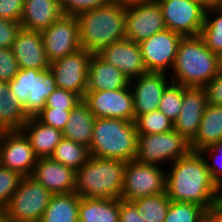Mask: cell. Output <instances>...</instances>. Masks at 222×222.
<instances>
[{"instance_id": "obj_1", "label": "cell", "mask_w": 222, "mask_h": 222, "mask_svg": "<svg viewBox=\"0 0 222 222\" xmlns=\"http://www.w3.org/2000/svg\"><path fill=\"white\" fill-rule=\"evenodd\" d=\"M166 167L165 191L171 201L195 203L209 210L219 199L220 187L199 152L191 151Z\"/></svg>"}, {"instance_id": "obj_2", "label": "cell", "mask_w": 222, "mask_h": 222, "mask_svg": "<svg viewBox=\"0 0 222 222\" xmlns=\"http://www.w3.org/2000/svg\"><path fill=\"white\" fill-rule=\"evenodd\" d=\"M76 17L81 47L91 54L126 38V8L116 2L82 11Z\"/></svg>"}, {"instance_id": "obj_3", "label": "cell", "mask_w": 222, "mask_h": 222, "mask_svg": "<svg viewBox=\"0 0 222 222\" xmlns=\"http://www.w3.org/2000/svg\"><path fill=\"white\" fill-rule=\"evenodd\" d=\"M169 74L172 82L182 86L204 87L219 74L218 54L199 35L183 37Z\"/></svg>"}, {"instance_id": "obj_4", "label": "cell", "mask_w": 222, "mask_h": 222, "mask_svg": "<svg viewBox=\"0 0 222 222\" xmlns=\"http://www.w3.org/2000/svg\"><path fill=\"white\" fill-rule=\"evenodd\" d=\"M127 162L90 157L76 171L75 192L81 198L120 199Z\"/></svg>"}, {"instance_id": "obj_5", "label": "cell", "mask_w": 222, "mask_h": 222, "mask_svg": "<svg viewBox=\"0 0 222 222\" xmlns=\"http://www.w3.org/2000/svg\"><path fill=\"white\" fill-rule=\"evenodd\" d=\"M138 132L134 121L95 118L89 147L90 156L132 161L136 156Z\"/></svg>"}, {"instance_id": "obj_6", "label": "cell", "mask_w": 222, "mask_h": 222, "mask_svg": "<svg viewBox=\"0 0 222 222\" xmlns=\"http://www.w3.org/2000/svg\"><path fill=\"white\" fill-rule=\"evenodd\" d=\"M8 84L28 118L35 117L46 106L47 98L57 88L50 69H19Z\"/></svg>"}, {"instance_id": "obj_7", "label": "cell", "mask_w": 222, "mask_h": 222, "mask_svg": "<svg viewBox=\"0 0 222 222\" xmlns=\"http://www.w3.org/2000/svg\"><path fill=\"white\" fill-rule=\"evenodd\" d=\"M52 195L31 176H25L3 211L10 222H40Z\"/></svg>"}, {"instance_id": "obj_8", "label": "cell", "mask_w": 222, "mask_h": 222, "mask_svg": "<svg viewBox=\"0 0 222 222\" xmlns=\"http://www.w3.org/2000/svg\"><path fill=\"white\" fill-rule=\"evenodd\" d=\"M190 142L175 130L161 134H138L135 160L169 165L191 152Z\"/></svg>"}, {"instance_id": "obj_9", "label": "cell", "mask_w": 222, "mask_h": 222, "mask_svg": "<svg viewBox=\"0 0 222 222\" xmlns=\"http://www.w3.org/2000/svg\"><path fill=\"white\" fill-rule=\"evenodd\" d=\"M155 164L128 161L121 199L134 201L165 192L166 168Z\"/></svg>"}, {"instance_id": "obj_10", "label": "cell", "mask_w": 222, "mask_h": 222, "mask_svg": "<svg viewBox=\"0 0 222 222\" xmlns=\"http://www.w3.org/2000/svg\"><path fill=\"white\" fill-rule=\"evenodd\" d=\"M166 29L186 36H198L205 22L206 9L196 0H157Z\"/></svg>"}, {"instance_id": "obj_11", "label": "cell", "mask_w": 222, "mask_h": 222, "mask_svg": "<svg viewBox=\"0 0 222 222\" xmlns=\"http://www.w3.org/2000/svg\"><path fill=\"white\" fill-rule=\"evenodd\" d=\"M41 35L50 63L82 49L76 15L64 14L60 19L42 30Z\"/></svg>"}, {"instance_id": "obj_12", "label": "cell", "mask_w": 222, "mask_h": 222, "mask_svg": "<svg viewBox=\"0 0 222 222\" xmlns=\"http://www.w3.org/2000/svg\"><path fill=\"white\" fill-rule=\"evenodd\" d=\"M83 101L95 118L135 120L133 95L130 86L118 90L86 91Z\"/></svg>"}, {"instance_id": "obj_13", "label": "cell", "mask_w": 222, "mask_h": 222, "mask_svg": "<svg viewBox=\"0 0 222 222\" xmlns=\"http://www.w3.org/2000/svg\"><path fill=\"white\" fill-rule=\"evenodd\" d=\"M182 38L181 34L165 29L140 42L141 55L147 71L169 74Z\"/></svg>"}, {"instance_id": "obj_14", "label": "cell", "mask_w": 222, "mask_h": 222, "mask_svg": "<svg viewBox=\"0 0 222 222\" xmlns=\"http://www.w3.org/2000/svg\"><path fill=\"white\" fill-rule=\"evenodd\" d=\"M91 53L85 49L59 58L50 63L56 86L78 94L82 99L87 90L88 66Z\"/></svg>"}, {"instance_id": "obj_15", "label": "cell", "mask_w": 222, "mask_h": 222, "mask_svg": "<svg viewBox=\"0 0 222 222\" xmlns=\"http://www.w3.org/2000/svg\"><path fill=\"white\" fill-rule=\"evenodd\" d=\"M38 157L22 131H0V165L31 176Z\"/></svg>"}, {"instance_id": "obj_16", "label": "cell", "mask_w": 222, "mask_h": 222, "mask_svg": "<svg viewBox=\"0 0 222 222\" xmlns=\"http://www.w3.org/2000/svg\"><path fill=\"white\" fill-rule=\"evenodd\" d=\"M126 38L140 43L166 29L157 0L126 8Z\"/></svg>"}, {"instance_id": "obj_17", "label": "cell", "mask_w": 222, "mask_h": 222, "mask_svg": "<svg viewBox=\"0 0 222 222\" xmlns=\"http://www.w3.org/2000/svg\"><path fill=\"white\" fill-rule=\"evenodd\" d=\"M170 82L166 72H148L130 80L135 117L158 110L163 91Z\"/></svg>"}, {"instance_id": "obj_18", "label": "cell", "mask_w": 222, "mask_h": 222, "mask_svg": "<svg viewBox=\"0 0 222 222\" xmlns=\"http://www.w3.org/2000/svg\"><path fill=\"white\" fill-rule=\"evenodd\" d=\"M97 54L110 65L118 68L129 80L148 73L139 43L127 38L108 45Z\"/></svg>"}, {"instance_id": "obj_19", "label": "cell", "mask_w": 222, "mask_h": 222, "mask_svg": "<svg viewBox=\"0 0 222 222\" xmlns=\"http://www.w3.org/2000/svg\"><path fill=\"white\" fill-rule=\"evenodd\" d=\"M208 104L204 87L183 86V103L174 122V130L191 142L197 134L201 118Z\"/></svg>"}, {"instance_id": "obj_20", "label": "cell", "mask_w": 222, "mask_h": 222, "mask_svg": "<svg viewBox=\"0 0 222 222\" xmlns=\"http://www.w3.org/2000/svg\"><path fill=\"white\" fill-rule=\"evenodd\" d=\"M31 177L52 194L72 193L76 189V170L50 157L38 158Z\"/></svg>"}, {"instance_id": "obj_21", "label": "cell", "mask_w": 222, "mask_h": 222, "mask_svg": "<svg viewBox=\"0 0 222 222\" xmlns=\"http://www.w3.org/2000/svg\"><path fill=\"white\" fill-rule=\"evenodd\" d=\"M12 51L19 69L34 68L42 71L50 67L40 31L21 28L13 42Z\"/></svg>"}, {"instance_id": "obj_22", "label": "cell", "mask_w": 222, "mask_h": 222, "mask_svg": "<svg viewBox=\"0 0 222 222\" xmlns=\"http://www.w3.org/2000/svg\"><path fill=\"white\" fill-rule=\"evenodd\" d=\"M64 15L59 0H24L20 24L29 31H42Z\"/></svg>"}, {"instance_id": "obj_23", "label": "cell", "mask_w": 222, "mask_h": 222, "mask_svg": "<svg viewBox=\"0 0 222 222\" xmlns=\"http://www.w3.org/2000/svg\"><path fill=\"white\" fill-rule=\"evenodd\" d=\"M130 86V80L118 68L98 54H92L88 66L86 91L118 90Z\"/></svg>"}, {"instance_id": "obj_24", "label": "cell", "mask_w": 222, "mask_h": 222, "mask_svg": "<svg viewBox=\"0 0 222 222\" xmlns=\"http://www.w3.org/2000/svg\"><path fill=\"white\" fill-rule=\"evenodd\" d=\"M21 131L30 140L38 158L50 157L63 138L62 131L41 123L36 117L28 118Z\"/></svg>"}, {"instance_id": "obj_25", "label": "cell", "mask_w": 222, "mask_h": 222, "mask_svg": "<svg viewBox=\"0 0 222 222\" xmlns=\"http://www.w3.org/2000/svg\"><path fill=\"white\" fill-rule=\"evenodd\" d=\"M95 116L83 99L71 110L63 138L90 147Z\"/></svg>"}, {"instance_id": "obj_26", "label": "cell", "mask_w": 222, "mask_h": 222, "mask_svg": "<svg viewBox=\"0 0 222 222\" xmlns=\"http://www.w3.org/2000/svg\"><path fill=\"white\" fill-rule=\"evenodd\" d=\"M222 140V106L207 104L196 136L190 142L192 151H201Z\"/></svg>"}, {"instance_id": "obj_27", "label": "cell", "mask_w": 222, "mask_h": 222, "mask_svg": "<svg viewBox=\"0 0 222 222\" xmlns=\"http://www.w3.org/2000/svg\"><path fill=\"white\" fill-rule=\"evenodd\" d=\"M27 120L24 107L10 92L8 82L0 80V131H21Z\"/></svg>"}, {"instance_id": "obj_28", "label": "cell", "mask_w": 222, "mask_h": 222, "mask_svg": "<svg viewBox=\"0 0 222 222\" xmlns=\"http://www.w3.org/2000/svg\"><path fill=\"white\" fill-rule=\"evenodd\" d=\"M79 222H119V199L81 198Z\"/></svg>"}, {"instance_id": "obj_29", "label": "cell", "mask_w": 222, "mask_h": 222, "mask_svg": "<svg viewBox=\"0 0 222 222\" xmlns=\"http://www.w3.org/2000/svg\"><path fill=\"white\" fill-rule=\"evenodd\" d=\"M80 199L76 192L53 194L40 222H79Z\"/></svg>"}, {"instance_id": "obj_30", "label": "cell", "mask_w": 222, "mask_h": 222, "mask_svg": "<svg viewBox=\"0 0 222 222\" xmlns=\"http://www.w3.org/2000/svg\"><path fill=\"white\" fill-rule=\"evenodd\" d=\"M90 157L89 147L65 138H62L50 156L52 160L73 168L76 171L80 169Z\"/></svg>"}, {"instance_id": "obj_31", "label": "cell", "mask_w": 222, "mask_h": 222, "mask_svg": "<svg viewBox=\"0 0 222 222\" xmlns=\"http://www.w3.org/2000/svg\"><path fill=\"white\" fill-rule=\"evenodd\" d=\"M199 36L214 53L222 52V7L206 10L205 22Z\"/></svg>"}, {"instance_id": "obj_32", "label": "cell", "mask_w": 222, "mask_h": 222, "mask_svg": "<svg viewBox=\"0 0 222 222\" xmlns=\"http://www.w3.org/2000/svg\"><path fill=\"white\" fill-rule=\"evenodd\" d=\"M146 222H164L171 200L166 191L131 201Z\"/></svg>"}, {"instance_id": "obj_33", "label": "cell", "mask_w": 222, "mask_h": 222, "mask_svg": "<svg viewBox=\"0 0 222 222\" xmlns=\"http://www.w3.org/2000/svg\"><path fill=\"white\" fill-rule=\"evenodd\" d=\"M134 123L138 134H161L174 130V122L159 109L137 115Z\"/></svg>"}, {"instance_id": "obj_34", "label": "cell", "mask_w": 222, "mask_h": 222, "mask_svg": "<svg viewBox=\"0 0 222 222\" xmlns=\"http://www.w3.org/2000/svg\"><path fill=\"white\" fill-rule=\"evenodd\" d=\"M207 210L195 203L171 201L164 222H206Z\"/></svg>"}, {"instance_id": "obj_35", "label": "cell", "mask_w": 222, "mask_h": 222, "mask_svg": "<svg viewBox=\"0 0 222 222\" xmlns=\"http://www.w3.org/2000/svg\"><path fill=\"white\" fill-rule=\"evenodd\" d=\"M182 103L183 86L171 81L163 91L159 110L163 112L170 120L175 122L180 114Z\"/></svg>"}, {"instance_id": "obj_36", "label": "cell", "mask_w": 222, "mask_h": 222, "mask_svg": "<svg viewBox=\"0 0 222 222\" xmlns=\"http://www.w3.org/2000/svg\"><path fill=\"white\" fill-rule=\"evenodd\" d=\"M202 155L212 179L215 183L222 186V140L199 151ZM207 155V156H206Z\"/></svg>"}, {"instance_id": "obj_37", "label": "cell", "mask_w": 222, "mask_h": 222, "mask_svg": "<svg viewBox=\"0 0 222 222\" xmlns=\"http://www.w3.org/2000/svg\"><path fill=\"white\" fill-rule=\"evenodd\" d=\"M23 176L0 165V210H4Z\"/></svg>"}, {"instance_id": "obj_38", "label": "cell", "mask_w": 222, "mask_h": 222, "mask_svg": "<svg viewBox=\"0 0 222 222\" xmlns=\"http://www.w3.org/2000/svg\"><path fill=\"white\" fill-rule=\"evenodd\" d=\"M81 100L78 94L57 87L47 98L44 108L73 109Z\"/></svg>"}, {"instance_id": "obj_39", "label": "cell", "mask_w": 222, "mask_h": 222, "mask_svg": "<svg viewBox=\"0 0 222 222\" xmlns=\"http://www.w3.org/2000/svg\"><path fill=\"white\" fill-rule=\"evenodd\" d=\"M72 109L43 108L35 117L57 130L63 131Z\"/></svg>"}, {"instance_id": "obj_40", "label": "cell", "mask_w": 222, "mask_h": 222, "mask_svg": "<svg viewBox=\"0 0 222 222\" xmlns=\"http://www.w3.org/2000/svg\"><path fill=\"white\" fill-rule=\"evenodd\" d=\"M64 14L77 15L82 11L104 6L113 0H59Z\"/></svg>"}, {"instance_id": "obj_41", "label": "cell", "mask_w": 222, "mask_h": 222, "mask_svg": "<svg viewBox=\"0 0 222 222\" xmlns=\"http://www.w3.org/2000/svg\"><path fill=\"white\" fill-rule=\"evenodd\" d=\"M18 70L19 67L12 48L0 49V80L11 81Z\"/></svg>"}, {"instance_id": "obj_42", "label": "cell", "mask_w": 222, "mask_h": 222, "mask_svg": "<svg viewBox=\"0 0 222 222\" xmlns=\"http://www.w3.org/2000/svg\"><path fill=\"white\" fill-rule=\"evenodd\" d=\"M21 28L22 26L18 22L0 18V49L12 48Z\"/></svg>"}, {"instance_id": "obj_43", "label": "cell", "mask_w": 222, "mask_h": 222, "mask_svg": "<svg viewBox=\"0 0 222 222\" xmlns=\"http://www.w3.org/2000/svg\"><path fill=\"white\" fill-rule=\"evenodd\" d=\"M24 0H0V18L20 23Z\"/></svg>"}, {"instance_id": "obj_44", "label": "cell", "mask_w": 222, "mask_h": 222, "mask_svg": "<svg viewBox=\"0 0 222 222\" xmlns=\"http://www.w3.org/2000/svg\"><path fill=\"white\" fill-rule=\"evenodd\" d=\"M119 222H146L131 201L119 199Z\"/></svg>"}, {"instance_id": "obj_45", "label": "cell", "mask_w": 222, "mask_h": 222, "mask_svg": "<svg viewBox=\"0 0 222 222\" xmlns=\"http://www.w3.org/2000/svg\"><path fill=\"white\" fill-rule=\"evenodd\" d=\"M208 104L222 106V74H218L204 86Z\"/></svg>"}, {"instance_id": "obj_46", "label": "cell", "mask_w": 222, "mask_h": 222, "mask_svg": "<svg viewBox=\"0 0 222 222\" xmlns=\"http://www.w3.org/2000/svg\"><path fill=\"white\" fill-rule=\"evenodd\" d=\"M206 222H222V202L219 199L207 210Z\"/></svg>"}, {"instance_id": "obj_47", "label": "cell", "mask_w": 222, "mask_h": 222, "mask_svg": "<svg viewBox=\"0 0 222 222\" xmlns=\"http://www.w3.org/2000/svg\"><path fill=\"white\" fill-rule=\"evenodd\" d=\"M198 1L206 10L210 8L222 7V0H196Z\"/></svg>"}, {"instance_id": "obj_48", "label": "cell", "mask_w": 222, "mask_h": 222, "mask_svg": "<svg viewBox=\"0 0 222 222\" xmlns=\"http://www.w3.org/2000/svg\"><path fill=\"white\" fill-rule=\"evenodd\" d=\"M152 0H113V2L118 3L119 5L123 6L124 8L139 5L141 3L150 2Z\"/></svg>"}, {"instance_id": "obj_49", "label": "cell", "mask_w": 222, "mask_h": 222, "mask_svg": "<svg viewBox=\"0 0 222 222\" xmlns=\"http://www.w3.org/2000/svg\"><path fill=\"white\" fill-rule=\"evenodd\" d=\"M219 74H222V52L218 54Z\"/></svg>"}, {"instance_id": "obj_50", "label": "cell", "mask_w": 222, "mask_h": 222, "mask_svg": "<svg viewBox=\"0 0 222 222\" xmlns=\"http://www.w3.org/2000/svg\"><path fill=\"white\" fill-rule=\"evenodd\" d=\"M0 222H10V221L7 219V217H6V215H5V213H4L3 210H0Z\"/></svg>"}, {"instance_id": "obj_51", "label": "cell", "mask_w": 222, "mask_h": 222, "mask_svg": "<svg viewBox=\"0 0 222 222\" xmlns=\"http://www.w3.org/2000/svg\"><path fill=\"white\" fill-rule=\"evenodd\" d=\"M219 200L222 202V186L220 187Z\"/></svg>"}]
</instances>
